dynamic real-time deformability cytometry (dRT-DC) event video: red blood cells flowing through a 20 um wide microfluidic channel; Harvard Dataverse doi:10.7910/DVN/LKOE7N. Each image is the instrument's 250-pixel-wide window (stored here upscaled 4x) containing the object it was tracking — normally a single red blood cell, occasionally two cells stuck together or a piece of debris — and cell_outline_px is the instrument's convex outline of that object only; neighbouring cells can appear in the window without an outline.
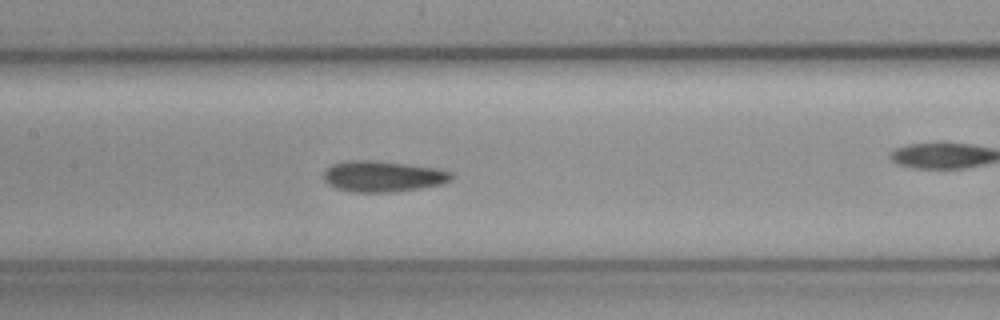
{"species": "common noctule bat (a hibernating species)", "species_latin": "Nyctalus noctula", "temperature_condition": "cold", "stored_images_in_passage": 41, "camera_frame_rate_fps": 3000, "um_per_image_px": 0.085, "animal": {"sex": "female", "body_mass_g": 19.3, "forearm_length_mm": 54.1}, "frame": {"image": 1, "passage_image": 12, "time_ms": 3.667, "image_size_px": [1000, 320], "cell_outline_px": [[452, 180], [444, 184], [420, 188], [392, 192], [352, 192], [336, 188], [328, 184], [324, 180], [324, 172], [332, 164], [348, 160], [368, 160], [408, 164], [436, 168], [452, 172]], "centroid_in_image_um": [32.55, 14.99], "position_along_channel_um": 174.8, "area_um2": 23.06}}
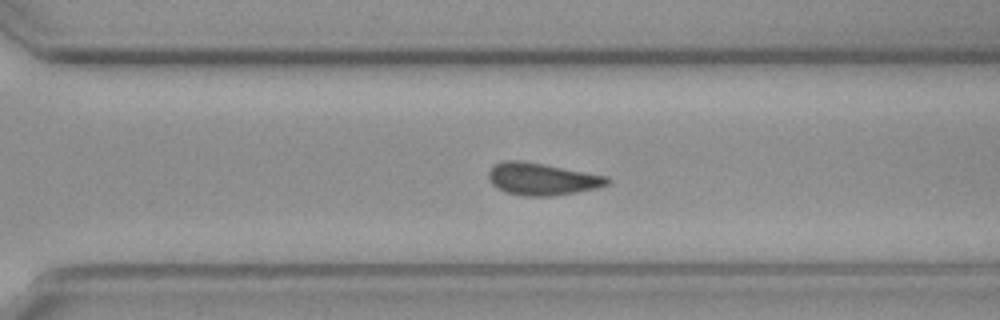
{"frame": {"image": 2, "passage_image": 24, "time_ms": 7.667, "image_size_px": [1000, 320], "cell_outline_px": [[612, 180], [608, 184], [596, 188], [576, 192], [552, 196], [520, 196], [504, 192], [496, 188], [492, 184], [488, 176], [488, 172], [492, 164], [504, 160], [520, 160], [544, 164], [608, 176]], "centroid_in_image_um": [46.03, 15.21], "position_along_channel_um": 324.6, "area_um2": 22.54}, "authors_computed_cell_mechanics": {"area_um2": 22.0796, "velocity_mm_per_s": 3.7546, "shape_relaxation_time_tau1_ms": 7.7913, "shape_relaxation_time_tau2_ms": 7.8295, "deformation_change_tau1": 0.1076, "deformation_change_tau2": 0.1157}}